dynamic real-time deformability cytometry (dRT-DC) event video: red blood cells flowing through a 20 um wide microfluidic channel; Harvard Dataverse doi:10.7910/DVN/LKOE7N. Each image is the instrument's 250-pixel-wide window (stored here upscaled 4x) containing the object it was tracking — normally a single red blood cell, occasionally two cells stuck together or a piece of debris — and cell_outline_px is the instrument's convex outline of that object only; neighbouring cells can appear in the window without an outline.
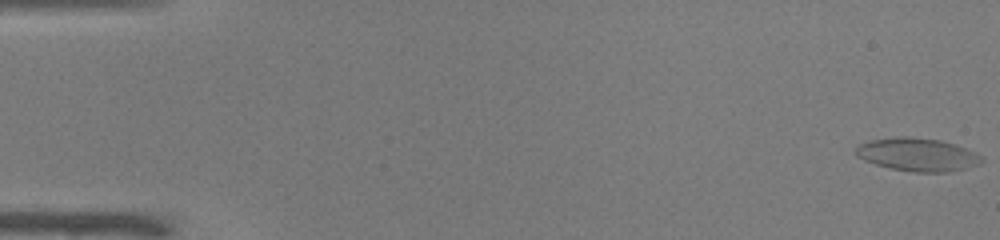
{"species": "common noctule bat (a hibernating species)", "species_latin": "Nyctalus noctula", "temperature_condition": "warm", "stored_images_in_passage": 54, "camera_frame_rate_fps": 3000, "um_per_image_px": 0.085, "animal": {"sex": "male", "body_mass_g": 19.0, "forearm_length_mm": 50.8}, "frame": {"image": 1, "passage_image": 1, "time_ms": 0.0, "image_size_px": [1000, 240], "cell_outline_px": [[984, 160], [980, 164], [948, 172], [916, 172], [892, 168], [876, 164], [864, 160], [856, 156], [856, 144], [868, 140], [900, 136], [908, 136], [940, 140], [976, 152]], "centroid_in_image_um": [77.95, 13.13], "position_along_channel_um": 7.1, "area_um2": 24.16}}
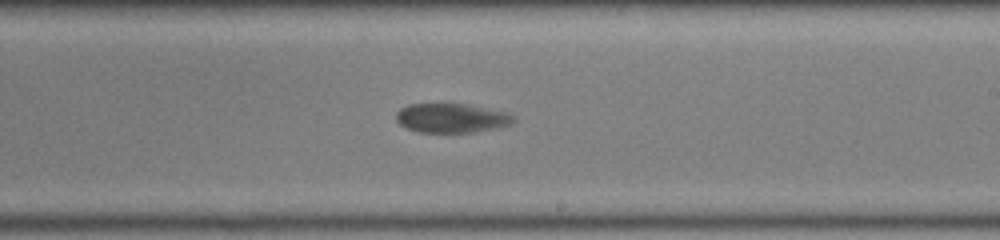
{"frame": {"image": 2, "passage_image": 32, "time_ms": 10.333, "image_size_px": [1000, 240], "cell_outline_px": [[516, 120], [512, 124], [500, 128], [472, 132], [420, 132], [404, 128], [396, 120], [396, 112], [400, 108], [408, 104], [464, 104], [508, 112], [516, 116]], "centroid_in_image_um": [38.41, 10.04], "position_along_channel_um": 250.6, "area_um2": 20.23}}
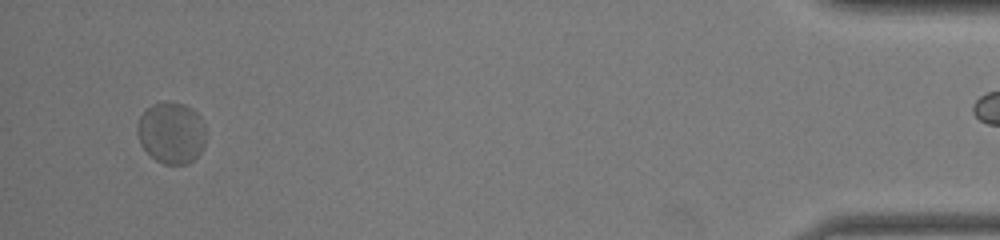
{"frame": {"image": 3, "passage_image": 51, "time_ms": 16.667, "image_size_px": [1000, 240], "cell_outline_px": [[204, 144], [200, 152], [188, 164], [164, 164], [156, 160], [140, 144], [136, 132], [140, 116], [152, 104], [168, 100], [184, 104], [192, 108], [196, 112], [204, 124]], "centroid_in_image_um": [14.55, 11.27], "position_along_channel_um": 420.6, "area_um2": 24.51}, "authors_computed_cell_mechanics": {"area_um2": 21.3571, "velocity_mm_per_s": 3.863, "shape_relaxation_time_tau1_ms": 4.5777, "shape_relaxation_time_tau2_ms": null, "deformation_change_tau1": 0.1457, "deformation_change_tau2": null}}